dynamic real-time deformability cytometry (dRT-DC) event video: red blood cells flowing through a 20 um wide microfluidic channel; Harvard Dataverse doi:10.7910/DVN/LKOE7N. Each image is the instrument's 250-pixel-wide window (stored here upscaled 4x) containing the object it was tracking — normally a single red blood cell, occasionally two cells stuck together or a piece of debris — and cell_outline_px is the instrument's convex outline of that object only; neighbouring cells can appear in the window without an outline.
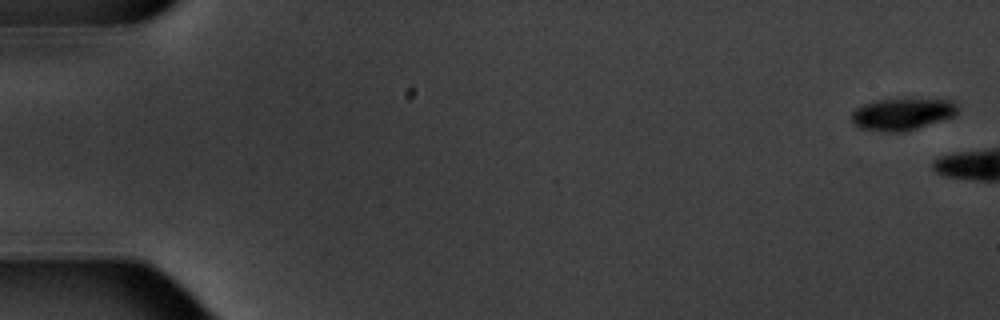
{"species": "common noctule bat (a hibernating species)", "species_latin": "Nyctalus noctula", "temperature_condition": "warm", "stored_images_in_passage": 7, "camera_frame_rate_fps": 3000, "um_per_image_px": 0.085, "animal": {"sex": "male", "body_mass_g": 20.1, "forearm_length_mm": 53.5}, "frame": {"image": 1, "passage_image": 1, "time_ms": 0.0, "image_size_px": [1000, 320], "cell_outline_px": [[960, 108], [956, 116], [916, 128], [900, 132], [884, 132], [860, 128], [852, 124], [852, 112], [856, 108], [864, 104], [876, 100], [952, 100]], "centroid_in_image_um": [76.69, 9.72], "position_along_channel_um": 8.3, "area_um2": 19.54}}